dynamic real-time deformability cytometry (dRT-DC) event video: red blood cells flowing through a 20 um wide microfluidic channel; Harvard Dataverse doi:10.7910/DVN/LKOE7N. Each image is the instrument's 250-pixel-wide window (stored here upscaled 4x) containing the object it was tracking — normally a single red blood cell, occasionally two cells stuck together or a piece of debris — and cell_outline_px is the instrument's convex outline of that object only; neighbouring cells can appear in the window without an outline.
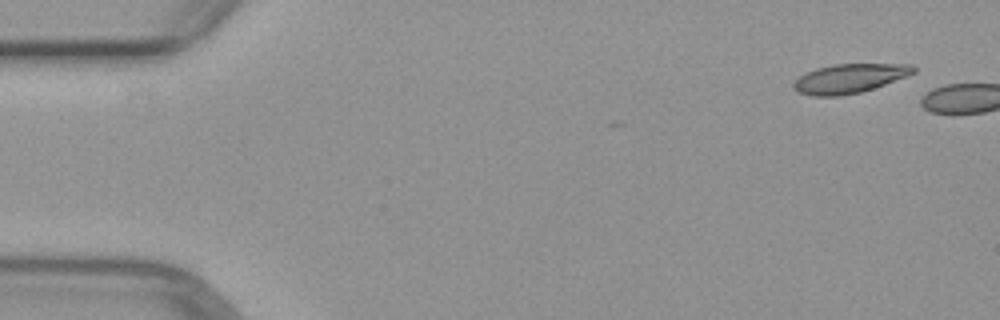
{"species": "common noctule bat (a hibernating species)", "species_latin": "Nyctalus noctula", "temperature_condition": "warm", "stored_images_in_passage": 2, "camera_frame_rate_fps": 3000, "um_per_image_px": 0.085, "animal": {"sex": "female", "body_mass_g": 29.2, "forearm_length_mm": 56.3}, "frame": {"image": 1, "passage_image": 1, "time_ms": 0.0, "image_size_px": [1000, 320], "cell_outline_px": [[916, 72], [884, 84], [860, 92], [840, 96], [812, 96], [800, 92], [792, 88], [792, 84], [800, 76], [816, 68], [836, 64], [912, 64], [916, 68]], "centroid_in_image_um": [72.19, 6.66], "position_along_channel_um": 12.8, "area_um2": 20.11}}